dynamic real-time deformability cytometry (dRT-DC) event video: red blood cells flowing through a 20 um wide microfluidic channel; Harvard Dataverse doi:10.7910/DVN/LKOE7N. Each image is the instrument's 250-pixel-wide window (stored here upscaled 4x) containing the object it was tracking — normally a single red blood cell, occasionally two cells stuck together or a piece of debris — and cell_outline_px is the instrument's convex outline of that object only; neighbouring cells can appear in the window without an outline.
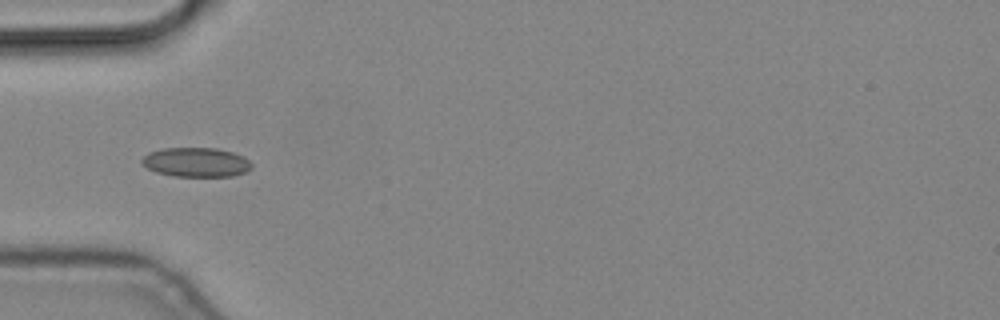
{"species": "common noctule bat (a hibernating species)", "species_latin": "Nyctalus noctula", "temperature_condition": "cold", "stored_images_in_passage": 14, "camera_frame_rate_fps": 3000, "um_per_image_px": 0.085, "animal": {"sex": "male", "body_mass_g": 19.2, "forearm_length_mm": 51.8}, "frame": {"image": 1, "passage_image": 5, "time_ms": 1.333, "image_size_px": [1000, 320], "cell_outline_px": [[252, 168], [244, 172], [232, 176], [172, 176], [156, 172], [148, 168], [140, 160], [148, 152], [164, 148], [216, 148], [232, 152], [244, 156], [252, 164]], "centroid_in_image_um": [16.67, 13.79], "position_along_channel_um": 68.3, "area_um2": 18.73}}
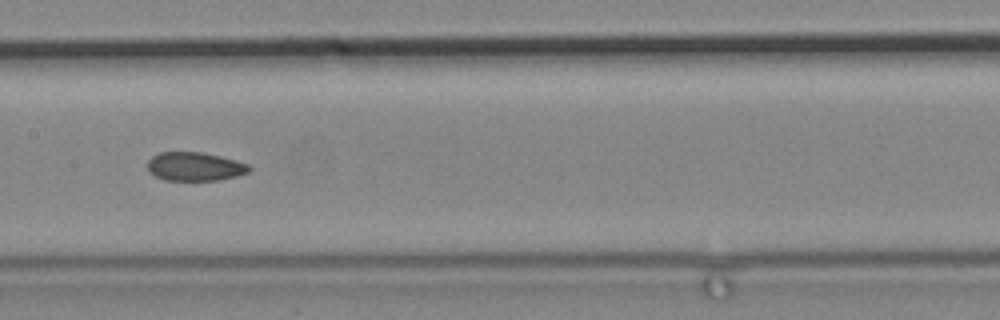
{"frame": {"image": 2, "passage_image": 8, "time_ms": 2.333, "image_size_px": [1000, 320], "cell_outline_px": [[252, 168], [248, 172], [236, 176], [216, 180], [164, 180], [156, 176], [148, 168], [148, 160], [152, 156], [160, 152], [200, 152], [220, 156], [236, 160], [248, 164]], "centroid_in_image_um": [16.57, 14.15], "position_along_channel_um": 190.8, "area_um2": 16.82}}
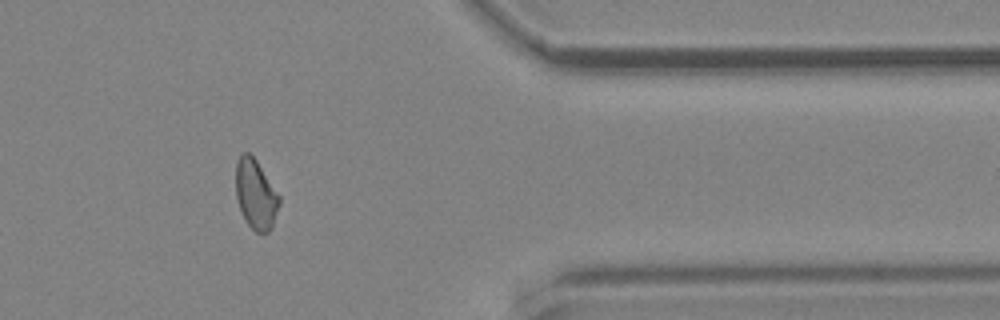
{"frame": {"image": 3, "passage_image": 13, "time_ms": 4.0, "image_size_px": [1000, 320], "cell_outline_px": [[280, 204], [272, 224], [268, 232], [256, 232], [248, 224], [240, 208], [236, 196], [236, 164], [240, 156], [244, 152], [248, 152], [256, 160], [280, 196]], "centroid_in_image_um": [21.74, 16.5], "position_along_channel_um": 389.7, "area_um2": 17.22}}